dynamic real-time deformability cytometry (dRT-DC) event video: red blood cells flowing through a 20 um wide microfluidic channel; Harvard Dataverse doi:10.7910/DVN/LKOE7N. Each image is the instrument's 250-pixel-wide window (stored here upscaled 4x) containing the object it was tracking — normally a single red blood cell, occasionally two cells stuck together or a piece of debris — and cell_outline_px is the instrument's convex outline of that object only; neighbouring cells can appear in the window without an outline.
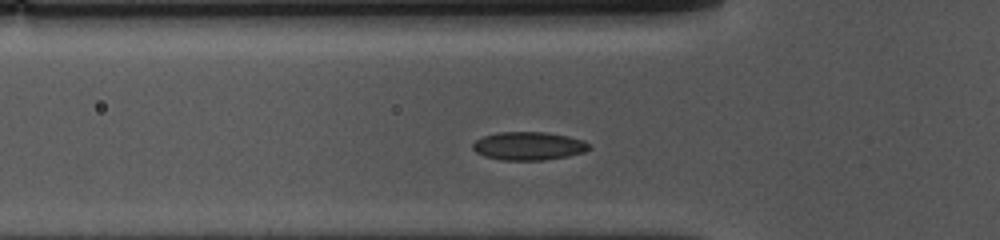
{"species": "common noctule bat (a hibernating species)", "species_latin": "Nyctalus noctula", "temperature_condition": "cold", "stored_images_in_passage": 38, "camera_frame_rate_fps": 3000, "um_per_image_px": 0.085, "animal": {"sex": "female", "body_mass_g": 10.0, "forearm_length_mm": 53.1}, "frame": {"image": 1, "passage_image": 11, "time_ms": 3.333, "image_size_px": [1000, 240], "cell_outline_px": [[592, 148], [584, 152], [568, 156], [544, 160], [500, 160], [484, 156], [476, 152], [472, 148], [472, 144], [476, 140], [484, 136], [496, 132], [548, 132], [568, 136], [584, 140], [592, 144]], "centroid_in_image_um": [44.97, 12.4], "position_along_channel_um": 80.8, "area_um2": 19.42}}
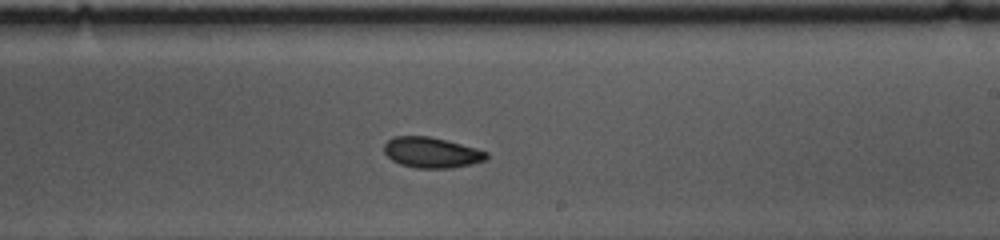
{"frame": {"image": 2, "passage_image": 25, "time_ms": 8.0, "image_size_px": [1000, 240], "cell_outline_px": [[488, 156], [484, 160], [472, 164], [452, 168], [416, 168], [400, 164], [392, 160], [384, 152], [384, 144], [388, 140], [396, 136], [428, 136], [476, 148], [488, 152]], "centroid_in_image_um": [36.67, 12.97], "position_along_channel_um": 252.3, "area_um2": 18.09}}
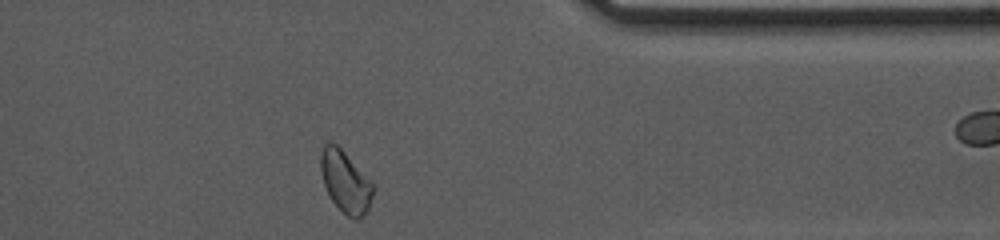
{"frame": {"image": 3, "passage_image": 37, "time_ms": 12.0, "image_size_px": [1000, 240], "cell_outline_px": [[376, 188], [368, 212], [360, 220], [356, 220], [348, 216], [332, 200], [324, 184], [320, 168], [320, 152], [324, 144], [328, 140], [336, 144], [344, 152]], "centroid_in_image_um": [29.37, 15.46], "position_along_channel_um": 382.0, "area_um2": 18.79}, "authors_computed_cell_mechanics": {"area_um2": 18.8139, "velocity_mm_per_s": 3.667, "shape_relaxation_time_tau1_ms": 9.8001, "shape_relaxation_time_tau2_ms": 6.8981, "deformation_change_tau1": 0.1255, "deformation_change_tau2": 0.0863}}